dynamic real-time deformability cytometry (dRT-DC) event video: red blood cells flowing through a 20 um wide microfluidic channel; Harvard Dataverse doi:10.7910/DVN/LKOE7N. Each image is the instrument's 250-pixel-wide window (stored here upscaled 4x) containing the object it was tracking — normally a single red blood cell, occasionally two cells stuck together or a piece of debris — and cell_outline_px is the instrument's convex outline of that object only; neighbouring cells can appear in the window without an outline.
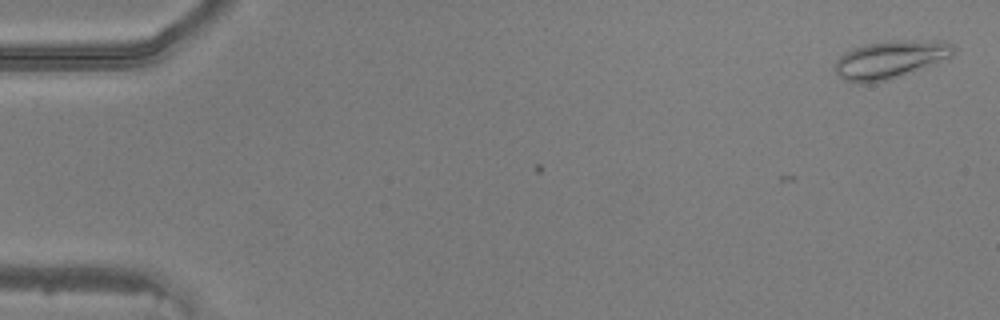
{"species": "common noctule bat (a hibernating species)", "species_latin": "Nyctalus noctula", "temperature_condition": "warm", "stored_images_in_passage": 2, "camera_frame_rate_fps": 3000, "um_per_image_px": 0.085, "animal": {"sex": "male", "body_mass_g": 20.5, "forearm_length_mm": 52.5}, "frame": {"image": 1, "passage_image": 2, "time_ms": 0.333, "image_size_px": [1000, 320], "cell_outline_px": [[956, 48], [952, 56], [888, 80], [860, 84], [844, 80], [836, 72], [836, 60], [840, 56], [852, 48], [868, 44], [896, 40], [944, 40], [952, 44]], "centroid_in_image_um": [75.68, 5.04], "position_along_channel_um": 9.3, "area_um2": 25.78}}